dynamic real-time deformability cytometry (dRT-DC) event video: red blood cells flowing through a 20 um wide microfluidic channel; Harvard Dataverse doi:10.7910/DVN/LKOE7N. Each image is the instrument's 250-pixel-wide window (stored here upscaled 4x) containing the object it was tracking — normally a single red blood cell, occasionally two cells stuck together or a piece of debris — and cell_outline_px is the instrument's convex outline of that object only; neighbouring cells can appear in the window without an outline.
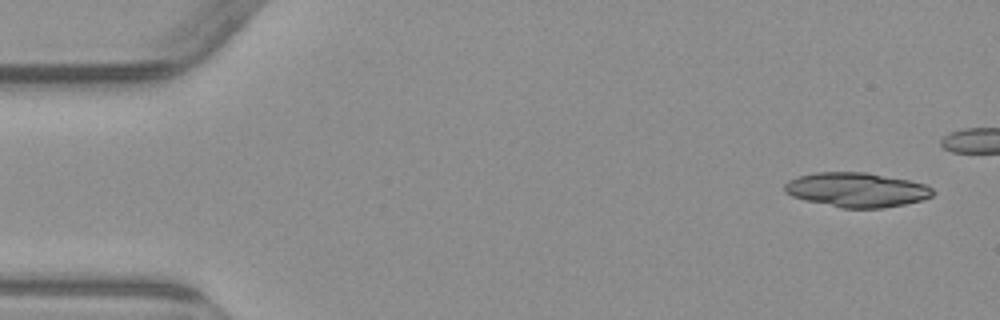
{"species": "common noctule bat (a hibernating species)", "species_latin": "Nyctalus noctula", "temperature_condition": "warm", "stored_images_in_passage": 7, "camera_frame_rate_fps": 3000, "um_per_image_px": 0.085, "animal": {"sex": "male", "body_mass_g": 23.1, "forearm_length_mm": 52.7}, "frame": {"image": 1, "passage_image": 1, "time_ms": 0.0, "image_size_px": [1000, 320], "cell_outline_px": [[936, 192], [932, 196], [920, 200], [904, 204], [884, 208], [840, 208], [804, 200], [792, 196], [784, 192], [784, 184], [788, 180], [800, 176], [816, 172], [868, 172], [928, 184]], "centroid_in_image_um": [72.82, 16.13], "position_along_channel_um": 12.2, "area_um2": 30.0}}
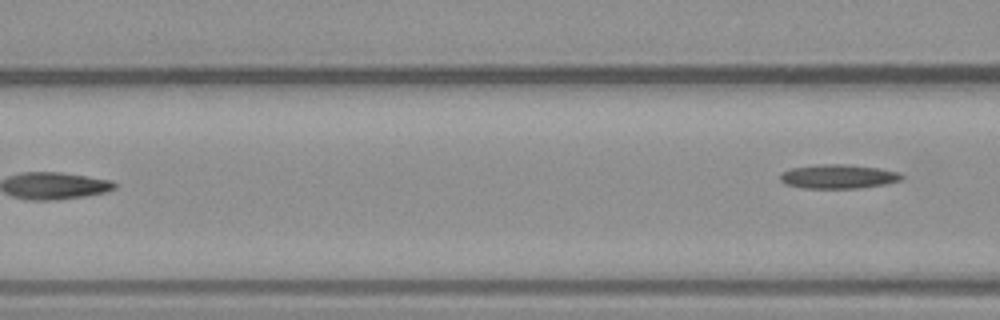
{"frame": {"image": 2, "passage_image": 7, "time_ms": 7.333, "image_size_px": [1000, 320], "cell_outline_px": [[904, 176], [900, 180], [884, 184], [860, 188], [804, 188], [784, 184], [780, 180], [780, 172], [792, 168], [820, 164], [844, 164], [880, 168], [900, 172]], "centroid_in_image_um": [71.24, 15.0], "position_along_channel_um": 95.4, "area_um2": 17.11}}